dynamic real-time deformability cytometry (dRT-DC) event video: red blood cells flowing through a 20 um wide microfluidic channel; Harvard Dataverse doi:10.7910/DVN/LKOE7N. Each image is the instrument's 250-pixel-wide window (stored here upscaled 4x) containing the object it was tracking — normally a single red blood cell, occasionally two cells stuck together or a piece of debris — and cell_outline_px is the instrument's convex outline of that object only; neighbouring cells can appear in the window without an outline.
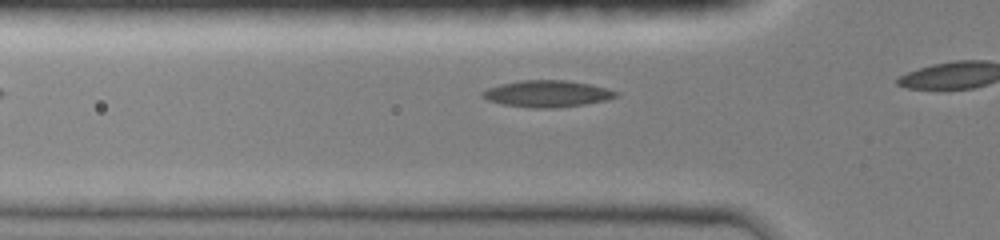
{"species": "common noctule bat (a hibernating species)", "species_latin": "Nyctalus noctula", "temperature_condition": "room temperature", "stored_images_in_passage": 8, "camera_frame_rate_fps": 3000, "um_per_image_px": 0.085, "animal": {"sex": "female", "body_mass_g": 19.0, "forearm_length_mm": 51.5}, "frame": {"image": 1, "passage_image": 3, "time_ms": 0.667, "image_size_px": [1000, 240], "cell_outline_px": [[620, 96], [608, 100], [584, 104], [552, 108], [532, 108], [504, 104], [488, 100], [480, 96], [480, 92], [488, 88], [500, 84], [520, 80], [564, 80], [588, 84], [620, 92]], "centroid_in_image_um": [46.51, 7.97], "position_along_channel_um": 79.3, "area_um2": 20.69}}
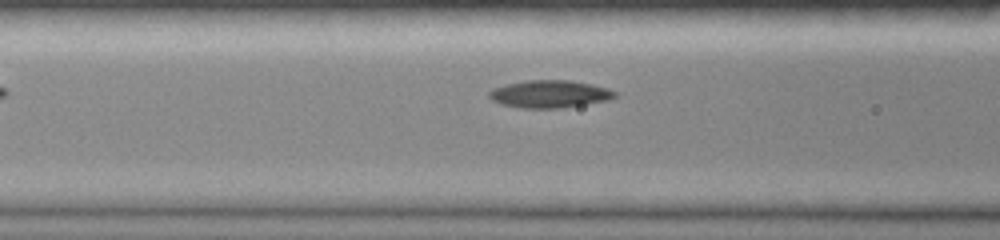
{"frame": {"image": 2, "passage_image": 6, "time_ms": 1.667, "image_size_px": [1000, 240], "cell_outline_px": [[616, 96], [608, 100], [560, 108], [520, 108], [504, 104], [492, 100], [488, 96], [488, 92], [492, 88], [508, 84], [528, 80], [568, 80], [592, 84], [608, 88], [616, 92]], "centroid_in_image_um": [46.71, 7.99], "position_along_channel_um": 119.9, "area_um2": 20.0}}